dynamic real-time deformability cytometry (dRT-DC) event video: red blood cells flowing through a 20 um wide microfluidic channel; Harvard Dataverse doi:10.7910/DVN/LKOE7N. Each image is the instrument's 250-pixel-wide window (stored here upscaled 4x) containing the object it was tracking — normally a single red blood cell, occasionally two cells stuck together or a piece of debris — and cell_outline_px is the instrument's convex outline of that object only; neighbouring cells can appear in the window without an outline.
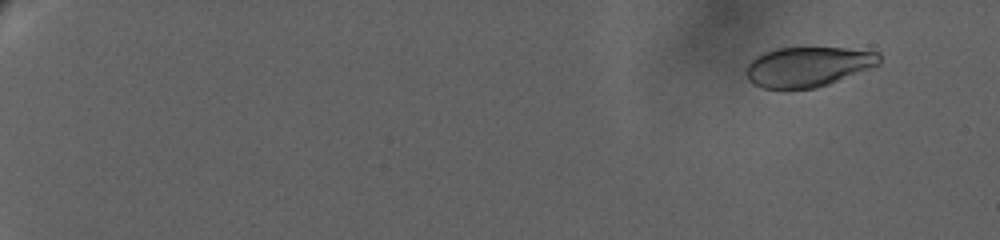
{"species": "human", "species_latin": "Homo sapiens", "temperature_condition": "warm", "stored_images_in_passage": 76, "camera_frame_rate_fps": 3000, "um_per_image_px": 0.085, "donor": {"sex": "female"}, "frame": {"image": 1, "passage_image": 7, "time_ms": 2.0, "image_size_px": [1000, 240], "cell_outline_px": [[880, 64], [828, 84], [816, 88], [760, 88], [752, 84], [748, 80], [744, 72], [744, 68], [756, 56], [764, 52], [776, 48], [844, 48], [880, 52]], "centroid_in_image_um": [68.63, 5.67], "position_along_channel_um": 16.4, "area_um2": 30.98}}
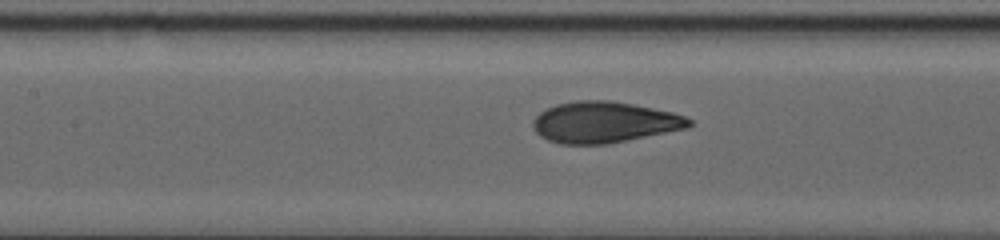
{"frame": {"image": 2, "passage_image": 43, "time_ms": 14.333, "image_size_px": [1000, 240], "cell_outline_px": [[692, 124], [688, 128], [608, 144], [560, 144], [548, 140], [540, 136], [532, 128], [532, 120], [540, 112], [556, 104], [576, 100], [608, 100], [632, 104], [672, 112], [684, 116], [692, 120]], "centroid_in_image_um": [51.34, 10.39], "position_along_channel_um": 156.1, "area_um2": 37.45}}
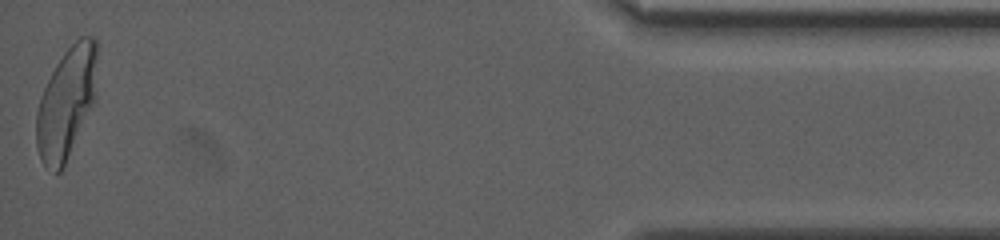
{"frame": {"image": 3, "passage_image": 76, "time_ms": 26.333, "image_size_px": [1000, 240], "cell_outline_px": [[96, 100], [60, 172], [56, 172], [44, 164], [40, 160], [36, 148], [36, 112], [40, 96], [56, 64], [64, 52], [80, 36], [92, 36], [96, 40]], "centroid_in_image_um": [5.64, 8.72], "position_along_channel_um": 429.6, "area_um2": 39.13}, "authors_computed_cell_mechanics": {"area_um2": 36.8186, "velocity_mm_per_s": 2.8039, "shape_relaxation_time_tau1_ms": 6.559, "shape_relaxation_time_tau2_ms": null, "deformation_change_tau1": 0.2173, "deformation_change_tau2": null}}